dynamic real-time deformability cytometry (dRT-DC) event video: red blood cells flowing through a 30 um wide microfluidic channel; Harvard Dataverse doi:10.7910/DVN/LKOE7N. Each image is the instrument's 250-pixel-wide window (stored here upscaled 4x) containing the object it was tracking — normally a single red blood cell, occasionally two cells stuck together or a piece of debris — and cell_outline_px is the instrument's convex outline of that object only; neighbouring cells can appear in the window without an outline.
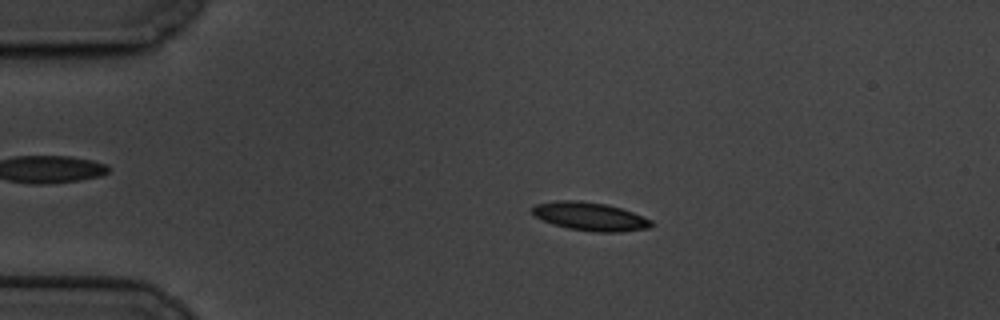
{"species": "common noctule bat (a hibernating species)", "species_latin": "Nyctalus noctula", "temperature_condition": "cold", "stored_images_in_passage": 60, "camera_frame_rate_fps": 3000, "um_per_image_px": 0.085, "animal": {"sex": "male", "body_mass_g": 19.5, "forearm_length_mm": 54.6}, "frame": {"image": 1, "passage_image": 12, "time_ms": 3.667, "image_size_px": [1000, 320], "cell_outline_px": [[656, 224], [648, 228], [620, 232], [592, 232], [568, 228], [552, 224], [536, 216], [532, 212], [532, 208], [536, 204], [556, 200], [580, 200], [608, 204], [632, 212], [652, 220]], "centroid_in_image_um": [50.18, 18.4], "position_along_channel_um": 34.8, "area_um2": 19.77}}
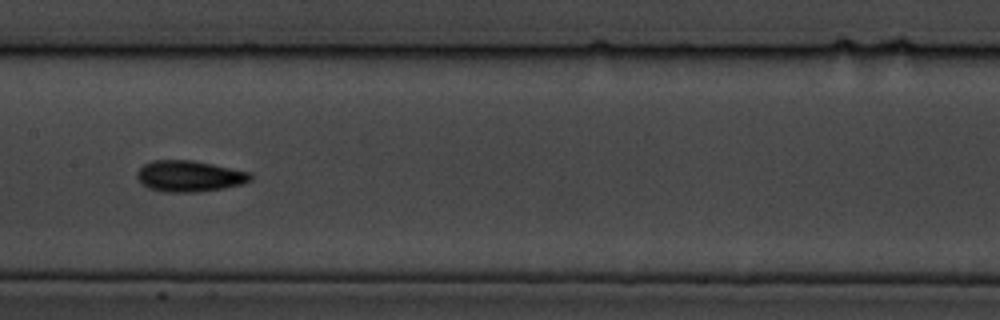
{"frame": {"image": 2, "passage_image": 30, "time_ms": 9.667, "image_size_px": [1000, 320], "cell_outline_px": [[252, 180], [244, 184], [224, 188], [196, 192], [164, 192], [148, 188], [136, 176], [136, 172], [144, 164], [152, 160], [192, 160], [252, 172]], "centroid_in_image_um": [16.13, 14.97], "position_along_channel_um": 191.3, "area_um2": 20.69}}
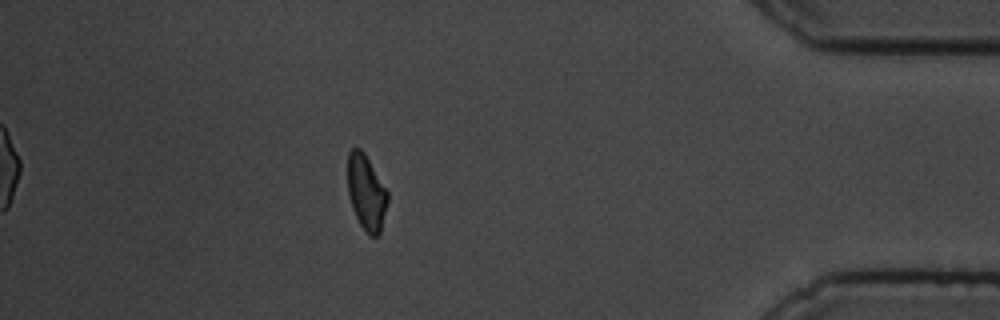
{"frame": {"image": 3, "passage_image": 53, "time_ms": 17.333, "image_size_px": [1000, 320], "cell_outline_px": [[388, 200], [380, 232], [376, 236], [368, 236], [360, 224], [352, 208], [348, 192], [348, 152], [352, 148], [360, 148], [364, 152], [388, 192]], "centroid_in_image_um": [31.13, 16.36], "position_along_channel_um": 404.1, "area_um2": 17.4}, "authors_computed_cell_mechanics": {"area_um2": 18.8428, "velocity_mm_per_s": 3.3114, "shape_relaxation_time_tau1_ms": 3.0819, "shape_relaxation_time_tau2_ms": 4.0737, "deformation_change_tau1": 0.1152, "deformation_change_tau2": 0.1099}}